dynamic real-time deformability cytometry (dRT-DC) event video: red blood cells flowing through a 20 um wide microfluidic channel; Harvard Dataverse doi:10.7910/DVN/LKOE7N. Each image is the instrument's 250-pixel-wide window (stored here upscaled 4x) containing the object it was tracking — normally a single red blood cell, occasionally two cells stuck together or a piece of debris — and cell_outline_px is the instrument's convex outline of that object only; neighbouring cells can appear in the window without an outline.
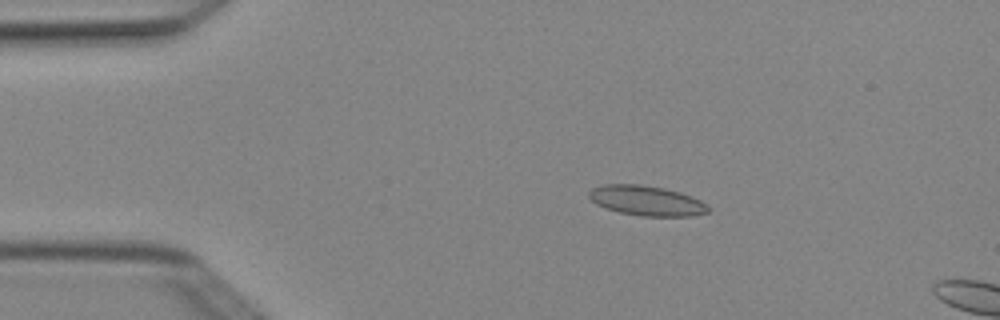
{"species": "Egyptian fruit bat (a non-hibernating species)", "species_latin": "Rousettus aegyptiacus", "temperature_condition": "cold", "stored_images_in_passage": 4, "camera_frame_rate_fps": 3000, "um_per_image_px": 0.085, "animal": {"sex": "female"}, "frame": {"image": 1, "passage_image": 3, "time_ms": 0.667, "image_size_px": [1000, 320], "cell_outline_px": [[712, 208], [708, 212], [692, 216], [640, 216], [620, 212], [604, 208], [596, 204], [588, 196], [588, 192], [592, 188], [604, 184], [640, 184], [664, 188], [680, 192], [692, 196], [708, 204]], "centroid_in_image_um": [54.98, 17.05], "position_along_channel_um": 30.0, "area_um2": 21.04}}